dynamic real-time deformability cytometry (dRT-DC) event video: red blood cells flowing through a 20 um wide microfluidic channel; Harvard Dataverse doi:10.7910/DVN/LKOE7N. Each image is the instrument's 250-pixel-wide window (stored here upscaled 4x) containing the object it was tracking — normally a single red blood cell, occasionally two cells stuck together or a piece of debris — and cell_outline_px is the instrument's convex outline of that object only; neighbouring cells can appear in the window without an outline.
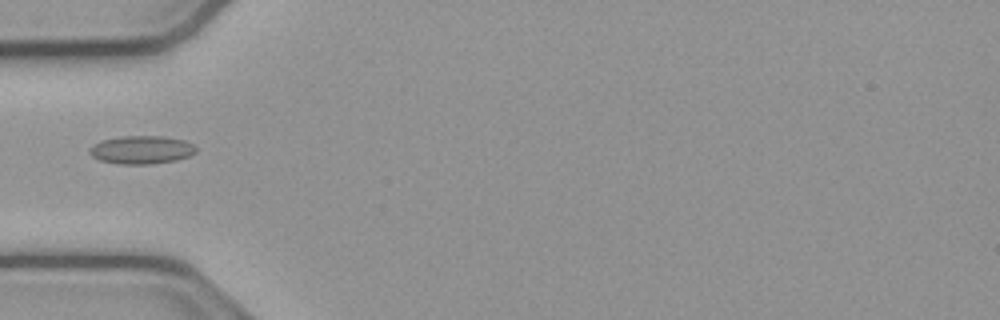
{"species": "common noctule bat (a hibernating species)", "species_latin": "Nyctalus noctula", "temperature_condition": "cold", "stored_images_in_passage": 37, "camera_frame_rate_fps": 3000, "um_per_image_px": 0.085, "animal": {"sex": "male", "body_mass_g": 23.1, "forearm_length_mm": 52.7}, "frame": {"image": 1, "passage_image": 1, "time_ms": 0.0, "image_size_px": [1000, 320], "cell_outline_px": [[196, 152], [188, 156], [176, 160], [152, 164], [120, 164], [100, 160], [92, 156], [88, 152], [100, 140], [120, 136], [164, 136], [184, 140], [192, 144], [196, 148]], "centroid_in_image_um": [12.04, 12.73], "position_along_channel_um": 73.0, "area_um2": 17.4}}
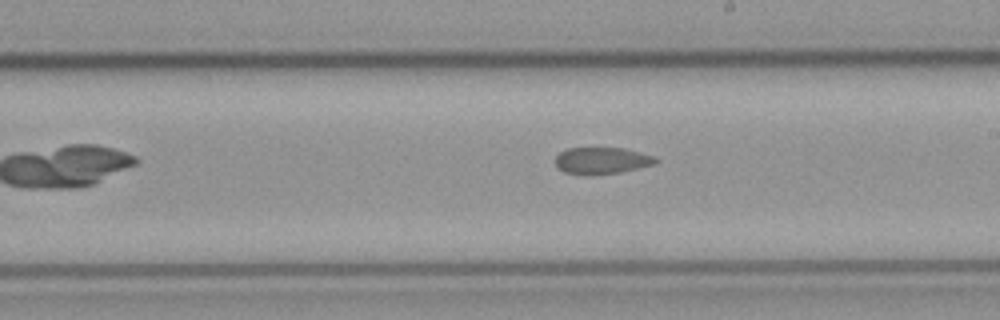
{"frame": {"image": 2, "passage_image": 14, "time_ms": 4.333, "image_size_px": [1000, 320], "cell_outline_px": [[656, 160], [652, 164], [620, 172], [588, 176], [580, 176], [564, 172], [556, 168], [552, 160], [560, 152], [568, 148], [624, 148], [652, 156]], "centroid_in_image_um": [50.99, 13.67], "position_along_channel_um": 238.0, "area_um2": 15.72}}
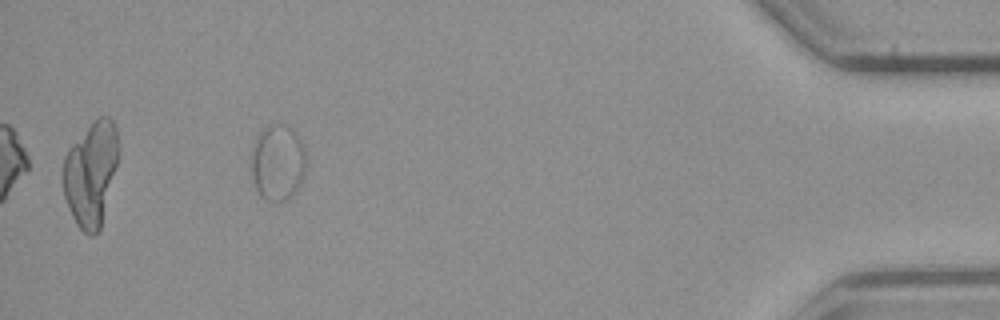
{"frame": {"image": 3, "passage_image": 33, "time_ms": 10.667, "image_size_px": [1000, 320], "cell_outline_px": [[308, 164], [296, 188], [284, 200], [264, 200], [260, 196], [252, 184], [252, 148], [256, 136], [268, 124], [280, 124], [292, 128], [300, 136], [304, 144], [308, 160]], "centroid_in_image_um": [23.61, 13.76], "position_along_channel_um": 411.6, "area_um2": 24.57}}